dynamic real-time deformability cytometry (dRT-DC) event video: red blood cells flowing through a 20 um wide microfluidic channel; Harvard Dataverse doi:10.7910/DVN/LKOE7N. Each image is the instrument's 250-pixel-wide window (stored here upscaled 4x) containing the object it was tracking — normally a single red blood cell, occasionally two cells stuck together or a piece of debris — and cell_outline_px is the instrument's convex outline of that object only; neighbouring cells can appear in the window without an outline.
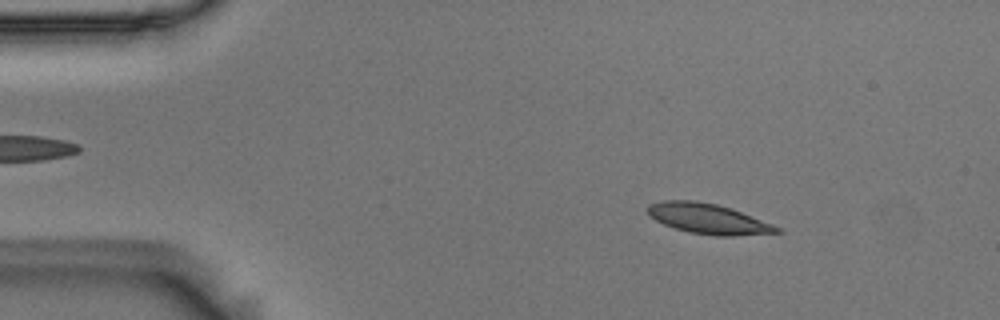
{"species": "Egyptian fruit bat (a non-hibernating species)", "species_latin": "Rousettus aegyptiacus", "temperature_condition": "room temperature", "stored_images_in_passage": 4, "camera_frame_rate_fps": 3000, "um_per_image_px": 0.085, "animal": {"sex": "male"}, "frame": {"image": 1, "passage_image": 2, "time_ms": 0.333, "image_size_px": [1000, 320], "cell_outline_px": [[784, 232], [732, 236], [716, 236], [688, 232], [664, 224], [648, 216], [648, 204], [664, 200], [696, 200], [716, 204], [732, 208], [772, 224], [780, 228]], "centroid_in_image_um": [60.19, 18.59], "position_along_channel_um": 24.8, "area_um2": 22.77}}